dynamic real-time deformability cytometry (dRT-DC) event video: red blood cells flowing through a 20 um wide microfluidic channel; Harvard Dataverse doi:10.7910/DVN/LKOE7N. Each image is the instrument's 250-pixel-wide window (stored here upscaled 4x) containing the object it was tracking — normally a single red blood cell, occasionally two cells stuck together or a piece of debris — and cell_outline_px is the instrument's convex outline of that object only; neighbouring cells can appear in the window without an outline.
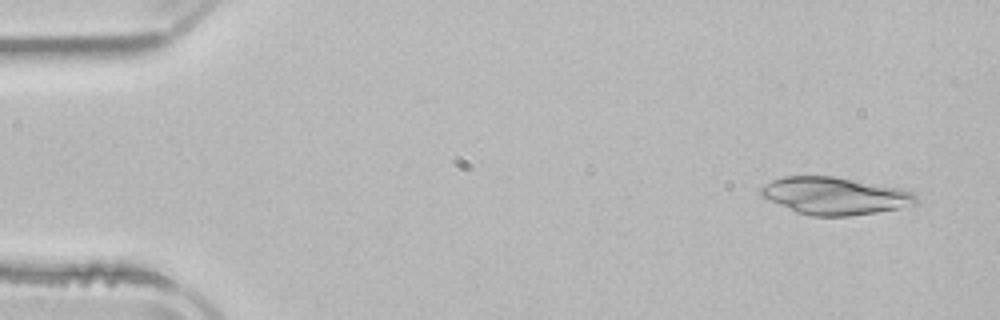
{"species": "common noctule bat (a hibernating species)", "species_latin": "Nyctalus noctula", "temperature_condition": "room temperature", "stored_images_in_passage": 5, "camera_frame_rate_fps": 3000, "um_per_image_px": 0.085, "animal": {"sex": "male", "body_mass_g": 21.5, "forearm_length_mm": 52.0}, "frame": {"image": 1, "passage_image": 1, "time_ms": 0.0, "image_size_px": [1000, 320], "cell_outline_px": [[916, 204], [876, 212], [848, 216], [808, 216], [796, 212], [760, 196], [760, 188], [764, 184], [772, 180], [784, 176], [832, 176], [900, 188], [916, 192]], "centroid_in_image_um": [70.93, 16.64], "position_along_channel_um": 14.1, "area_um2": 33.7}}